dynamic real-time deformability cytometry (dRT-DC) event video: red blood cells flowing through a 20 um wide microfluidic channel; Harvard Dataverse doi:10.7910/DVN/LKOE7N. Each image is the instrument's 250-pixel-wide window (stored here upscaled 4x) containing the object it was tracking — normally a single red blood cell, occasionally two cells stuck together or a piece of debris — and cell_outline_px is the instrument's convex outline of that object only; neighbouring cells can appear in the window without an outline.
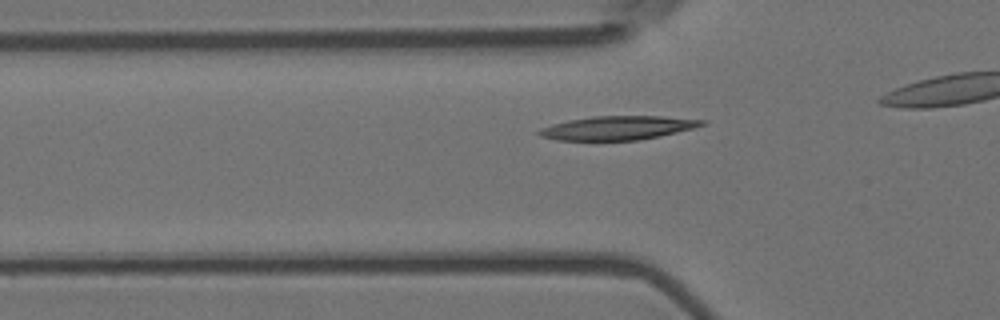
{"species": "Egyptian fruit bat (a non-hibernating species)", "species_latin": "Rousettus aegyptiacus", "temperature_condition": "room temperature", "stored_images_in_passage": 34, "camera_frame_rate_fps": 3000, "um_per_image_px": 0.085, "animal": {"sex": "female"}, "frame": {"image": 1, "passage_image": 8, "time_ms": 2.333, "image_size_px": [1000, 320], "cell_outline_px": [[708, 120], [704, 124], [692, 128], [660, 136], [640, 140], [556, 140], [540, 136], [536, 132], [540, 128], [552, 124], [568, 120], [592, 116], [664, 116]], "centroid_in_image_um": [52.48, 10.86], "position_along_channel_um": 73.3, "area_um2": 22.6}}
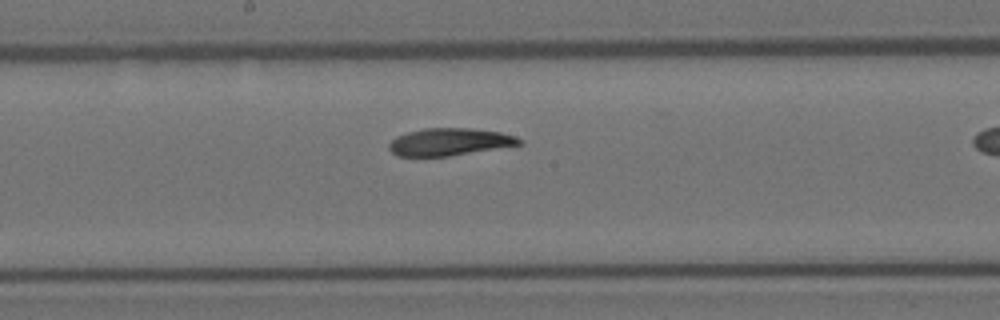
{"frame": {"image": 2, "passage_image": 19, "time_ms": 6.0, "image_size_px": [1000, 320], "cell_outline_px": [[524, 144], [448, 156], [396, 156], [388, 148], [388, 144], [396, 136], [408, 132], [424, 128], [472, 128], [500, 132], [516, 136], [524, 140]], "centroid_in_image_um": [38.23, 12.05], "position_along_channel_um": 210.0, "area_um2": 20.87}}
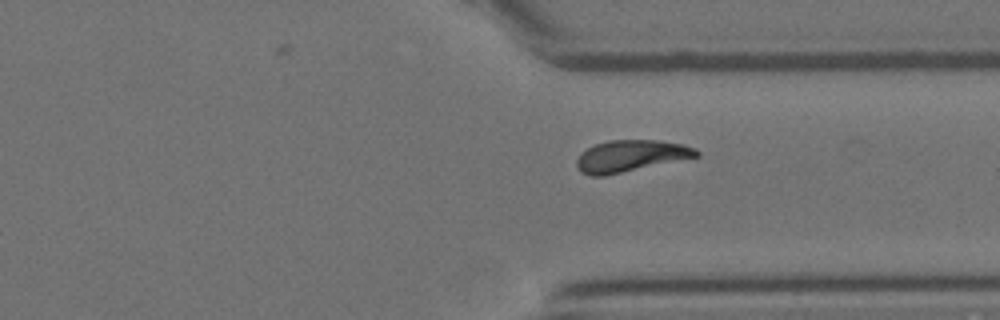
{"frame": {"image": 3, "passage_image": 31, "time_ms": 10.0, "image_size_px": [1000, 320], "cell_outline_px": [[700, 156], [604, 176], [592, 176], [580, 172], [576, 164], [576, 160], [588, 148], [596, 144], [612, 140], [656, 140], [684, 144], [696, 148], [700, 152]], "centroid_in_image_um": [53.64, 13.26], "position_along_channel_um": 357.8, "area_um2": 21.91}}